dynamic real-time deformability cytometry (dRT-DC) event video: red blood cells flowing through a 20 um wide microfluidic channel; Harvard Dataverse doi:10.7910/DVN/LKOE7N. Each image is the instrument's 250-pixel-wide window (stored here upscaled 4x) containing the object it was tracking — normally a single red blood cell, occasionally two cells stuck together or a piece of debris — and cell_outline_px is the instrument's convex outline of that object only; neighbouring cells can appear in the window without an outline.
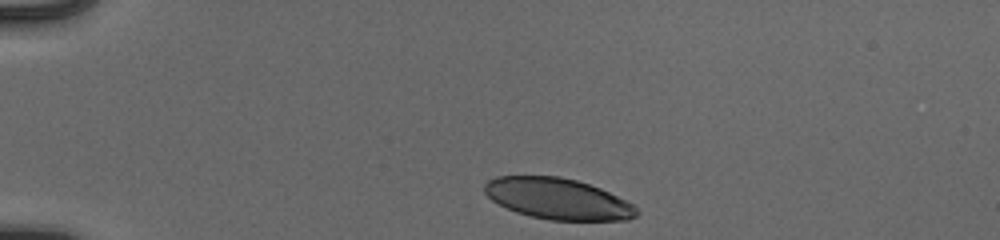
{"species": "human", "species_latin": "Homo sapiens", "temperature_condition": "cold", "stored_images_in_passage": 37, "camera_frame_rate_fps": 3000, "um_per_image_px": 0.085, "donor": {"sex": "male"}, "frame": {"image": 1, "passage_image": 1, "time_ms": 0.0, "image_size_px": [1000, 240], "cell_outline_px": [[640, 212], [636, 216], [628, 220], [548, 220], [516, 212], [492, 200], [484, 192], [484, 184], [488, 180], [496, 176], [560, 176], [576, 180], [600, 188], [632, 204]], "centroid_in_image_um": [47.4, 16.89], "position_along_channel_um": 37.6, "area_um2": 36.18}}
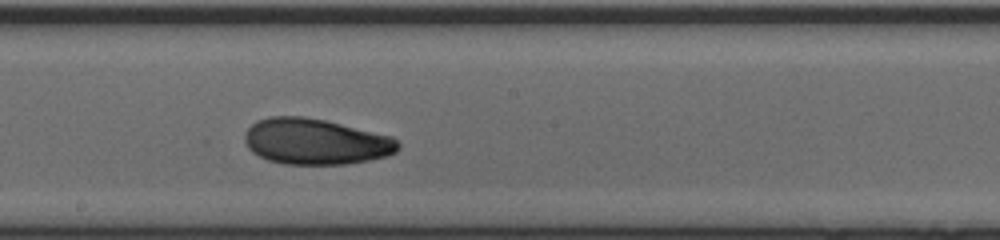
{"frame": {"image": 2, "passage_image": 20, "time_ms": 6.333, "image_size_px": [1000, 240], "cell_outline_px": [[400, 148], [396, 152], [388, 156], [348, 164], [284, 164], [268, 160], [252, 152], [248, 148], [244, 140], [244, 132], [256, 120], [268, 116], [304, 116], [324, 120], [392, 136], [400, 144]], "centroid_in_image_um": [26.81, 12.03], "position_along_channel_um": 221.4, "area_um2": 41.21}}
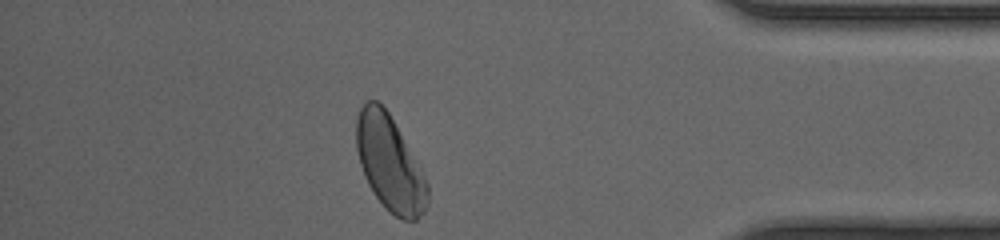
{"frame": {"image": 3, "passage_image": 36, "time_ms": 11.667, "image_size_px": [1000, 240], "cell_outline_px": [[428, 204], [424, 212], [416, 220], [400, 220], [388, 212], [372, 192], [364, 176], [360, 164], [356, 148], [356, 120], [360, 108], [368, 100], [376, 100], [388, 112], [424, 176], [428, 184]], "centroid_in_image_um": [33.11, 13.94], "position_along_channel_um": 402.1, "area_um2": 39.13}, "authors_computed_cell_mechanics": {"area_um2": 40.4022, "velocity_mm_per_s": 3.912, "shape_relaxation_time_tau1_ms": 3.0056, "shape_relaxation_time_tau2_ms": 2.2004, "deformation_change_tau1": 0.1377, "deformation_change_tau2": 0.067}}